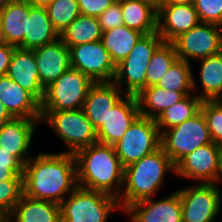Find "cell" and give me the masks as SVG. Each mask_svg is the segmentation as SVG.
Returning <instances> with one entry per match:
<instances>
[{"mask_svg":"<svg viewBox=\"0 0 222 222\" xmlns=\"http://www.w3.org/2000/svg\"><path fill=\"white\" fill-rule=\"evenodd\" d=\"M77 187L74 154L41 152L24 165L25 196L61 204Z\"/></svg>","mask_w":222,"mask_h":222,"instance_id":"obj_1","label":"cell"},{"mask_svg":"<svg viewBox=\"0 0 222 222\" xmlns=\"http://www.w3.org/2000/svg\"><path fill=\"white\" fill-rule=\"evenodd\" d=\"M74 158L79 187L120 197L125 167L114 146L96 142L75 152Z\"/></svg>","mask_w":222,"mask_h":222,"instance_id":"obj_2","label":"cell"},{"mask_svg":"<svg viewBox=\"0 0 222 222\" xmlns=\"http://www.w3.org/2000/svg\"><path fill=\"white\" fill-rule=\"evenodd\" d=\"M175 165L162 147L125 167L123 190L118 198L123 212L132 204L152 198Z\"/></svg>","mask_w":222,"mask_h":222,"instance_id":"obj_3","label":"cell"},{"mask_svg":"<svg viewBox=\"0 0 222 222\" xmlns=\"http://www.w3.org/2000/svg\"><path fill=\"white\" fill-rule=\"evenodd\" d=\"M60 207L61 222H107L112 211L121 209L118 198L79 186Z\"/></svg>","mask_w":222,"mask_h":222,"instance_id":"obj_4","label":"cell"},{"mask_svg":"<svg viewBox=\"0 0 222 222\" xmlns=\"http://www.w3.org/2000/svg\"><path fill=\"white\" fill-rule=\"evenodd\" d=\"M164 42L158 32L143 35L130 54L117 65L114 83L124 95L136 96L146 88V72L151 57ZM124 88L122 90V88Z\"/></svg>","mask_w":222,"mask_h":222,"instance_id":"obj_5","label":"cell"},{"mask_svg":"<svg viewBox=\"0 0 222 222\" xmlns=\"http://www.w3.org/2000/svg\"><path fill=\"white\" fill-rule=\"evenodd\" d=\"M41 123L57 134L67 146V153L74 154L78 150L97 142V132L83 109L69 111H41Z\"/></svg>","mask_w":222,"mask_h":222,"instance_id":"obj_6","label":"cell"},{"mask_svg":"<svg viewBox=\"0 0 222 222\" xmlns=\"http://www.w3.org/2000/svg\"><path fill=\"white\" fill-rule=\"evenodd\" d=\"M95 82L80 70L69 68L45 88L41 111H69L83 107L90 87Z\"/></svg>","mask_w":222,"mask_h":222,"instance_id":"obj_7","label":"cell"},{"mask_svg":"<svg viewBox=\"0 0 222 222\" xmlns=\"http://www.w3.org/2000/svg\"><path fill=\"white\" fill-rule=\"evenodd\" d=\"M209 143L213 141L201 110L192 118L161 134V147L174 165L187 154Z\"/></svg>","mask_w":222,"mask_h":222,"instance_id":"obj_8","label":"cell"},{"mask_svg":"<svg viewBox=\"0 0 222 222\" xmlns=\"http://www.w3.org/2000/svg\"><path fill=\"white\" fill-rule=\"evenodd\" d=\"M113 146L124 167L159 149L161 133L156 120L139 116Z\"/></svg>","mask_w":222,"mask_h":222,"instance_id":"obj_9","label":"cell"},{"mask_svg":"<svg viewBox=\"0 0 222 222\" xmlns=\"http://www.w3.org/2000/svg\"><path fill=\"white\" fill-rule=\"evenodd\" d=\"M178 59L191 63L200 61L222 51V26L213 23H199L172 41Z\"/></svg>","mask_w":222,"mask_h":222,"instance_id":"obj_10","label":"cell"},{"mask_svg":"<svg viewBox=\"0 0 222 222\" xmlns=\"http://www.w3.org/2000/svg\"><path fill=\"white\" fill-rule=\"evenodd\" d=\"M182 222H216L221 211L222 191L213 183H200L178 190Z\"/></svg>","mask_w":222,"mask_h":222,"instance_id":"obj_11","label":"cell"},{"mask_svg":"<svg viewBox=\"0 0 222 222\" xmlns=\"http://www.w3.org/2000/svg\"><path fill=\"white\" fill-rule=\"evenodd\" d=\"M71 68L80 70L94 82L114 81L117 66L101 40L70 47Z\"/></svg>","mask_w":222,"mask_h":222,"instance_id":"obj_12","label":"cell"},{"mask_svg":"<svg viewBox=\"0 0 222 222\" xmlns=\"http://www.w3.org/2000/svg\"><path fill=\"white\" fill-rule=\"evenodd\" d=\"M222 157V146L209 143L184 156L175 165V174L181 178L213 183Z\"/></svg>","mask_w":222,"mask_h":222,"instance_id":"obj_13","label":"cell"},{"mask_svg":"<svg viewBox=\"0 0 222 222\" xmlns=\"http://www.w3.org/2000/svg\"><path fill=\"white\" fill-rule=\"evenodd\" d=\"M124 213L132 222H182L181 198L178 191L158 199H145L130 205Z\"/></svg>","mask_w":222,"mask_h":222,"instance_id":"obj_14","label":"cell"},{"mask_svg":"<svg viewBox=\"0 0 222 222\" xmlns=\"http://www.w3.org/2000/svg\"><path fill=\"white\" fill-rule=\"evenodd\" d=\"M140 116L136 97L125 95L109 112L105 123L97 130V142L115 145Z\"/></svg>","mask_w":222,"mask_h":222,"instance_id":"obj_15","label":"cell"},{"mask_svg":"<svg viewBox=\"0 0 222 222\" xmlns=\"http://www.w3.org/2000/svg\"><path fill=\"white\" fill-rule=\"evenodd\" d=\"M41 119L13 118L0 125V147L14 155L23 165L32 157L31 139Z\"/></svg>","mask_w":222,"mask_h":222,"instance_id":"obj_16","label":"cell"},{"mask_svg":"<svg viewBox=\"0 0 222 222\" xmlns=\"http://www.w3.org/2000/svg\"><path fill=\"white\" fill-rule=\"evenodd\" d=\"M33 51L44 89L71 67L70 48L60 38Z\"/></svg>","mask_w":222,"mask_h":222,"instance_id":"obj_17","label":"cell"},{"mask_svg":"<svg viewBox=\"0 0 222 222\" xmlns=\"http://www.w3.org/2000/svg\"><path fill=\"white\" fill-rule=\"evenodd\" d=\"M199 23L194 4L161 5L157 9V32L164 42H172Z\"/></svg>","mask_w":222,"mask_h":222,"instance_id":"obj_18","label":"cell"},{"mask_svg":"<svg viewBox=\"0 0 222 222\" xmlns=\"http://www.w3.org/2000/svg\"><path fill=\"white\" fill-rule=\"evenodd\" d=\"M123 91L112 82H95L89 89L83 111L97 130L105 123L109 112L123 98Z\"/></svg>","mask_w":222,"mask_h":222,"instance_id":"obj_19","label":"cell"},{"mask_svg":"<svg viewBox=\"0 0 222 222\" xmlns=\"http://www.w3.org/2000/svg\"><path fill=\"white\" fill-rule=\"evenodd\" d=\"M0 102L13 118L41 119V103L9 76H0Z\"/></svg>","mask_w":222,"mask_h":222,"instance_id":"obj_20","label":"cell"},{"mask_svg":"<svg viewBox=\"0 0 222 222\" xmlns=\"http://www.w3.org/2000/svg\"><path fill=\"white\" fill-rule=\"evenodd\" d=\"M6 75L31 93L40 103L43 101L45 89L40 84L33 50L15 48Z\"/></svg>","mask_w":222,"mask_h":222,"instance_id":"obj_21","label":"cell"},{"mask_svg":"<svg viewBox=\"0 0 222 222\" xmlns=\"http://www.w3.org/2000/svg\"><path fill=\"white\" fill-rule=\"evenodd\" d=\"M9 222H61V207L23 194L9 214Z\"/></svg>","mask_w":222,"mask_h":222,"instance_id":"obj_22","label":"cell"},{"mask_svg":"<svg viewBox=\"0 0 222 222\" xmlns=\"http://www.w3.org/2000/svg\"><path fill=\"white\" fill-rule=\"evenodd\" d=\"M59 38L60 35L53 27L46 8L31 5L24 41L18 48L33 50L37 47L53 43Z\"/></svg>","mask_w":222,"mask_h":222,"instance_id":"obj_23","label":"cell"},{"mask_svg":"<svg viewBox=\"0 0 222 222\" xmlns=\"http://www.w3.org/2000/svg\"><path fill=\"white\" fill-rule=\"evenodd\" d=\"M135 97L140 116L156 119L166 109L181 101L185 95L154 85L144 88Z\"/></svg>","mask_w":222,"mask_h":222,"instance_id":"obj_24","label":"cell"},{"mask_svg":"<svg viewBox=\"0 0 222 222\" xmlns=\"http://www.w3.org/2000/svg\"><path fill=\"white\" fill-rule=\"evenodd\" d=\"M124 25L146 35L157 32V9L146 0H121Z\"/></svg>","mask_w":222,"mask_h":222,"instance_id":"obj_25","label":"cell"},{"mask_svg":"<svg viewBox=\"0 0 222 222\" xmlns=\"http://www.w3.org/2000/svg\"><path fill=\"white\" fill-rule=\"evenodd\" d=\"M31 4L27 0L0 9V21L8 45L18 48L24 41Z\"/></svg>","mask_w":222,"mask_h":222,"instance_id":"obj_26","label":"cell"},{"mask_svg":"<svg viewBox=\"0 0 222 222\" xmlns=\"http://www.w3.org/2000/svg\"><path fill=\"white\" fill-rule=\"evenodd\" d=\"M202 93H196L202 101L222 100V51L199 61Z\"/></svg>","mask_w":222,"mask_h":222,"instance_id":"obj_27","label":"cell"},{"mask_svg":"<svg viewBox=\"0 0 222 222\" xmlns=\"http://www.w3.org/2000/svg\"><path fill=\"white\" fill-rule=\"evenodd\" d=\"M143 35L137 30L122 25L102 32L101 42L117 66L130 54Z\"/></svg>","mask_w":222,"mask_h":222,"instance_id":"obj_28","label":"cell"},{"mask_svg":"<svg viewBox=\"0 0 222 222\" xmlns=\"http://www.w3.org/2000/svg\"><path fill=\"white\" fill-rule=\"evenodd\" d=\"M102 31L97 17L80 14L60 34V39L70 48L79 44L101 40Z\"/></svg>","mask_w":222,"mask_h":222,"instance_id":"obj_29","label":"cell"},{"mask_svg":"<svg viewBox=\"0 0 222 222\" xmlns=\"http://www.w3.org/2000/svg\"><path fill=\"white\" fill-rule=\"evenodd\" d=\"M195 79L191 64L187 61L177 59L156 86L166 90L182 92L187 96L196 93L197 88H199Z\"/></svg>","mask_w":222,"mask_h":222,"instance_id":"obj_30","label":"cell"},{"mask_svg":"<svg viewBox=\"0 0 222 222\" xmlns=\"http://www.w3.org/2000/svg\"><path fill=\"white\" fill-rule=\"evenodd\" d=\"M201 103L202 100L194 93V95L185 96L181 101L166 109L155 119L160 133L192 118L200 111Z\"/></svg>","mask_w":222,"mask_h":222,"instance_id":"obj_31","label":"cell"},{"mask_svg":"<svg viewBox=\"0 0 222 222\" xmlns=\"http://www.w3.org/2000/svg\"><path fill=\"white\" fill-rule=\"evenodd\" d=\"M178 59L172 42H163L155 51L146 72V88L157 85L162 76Z\"/></svg>","mask_w":222,"mask_h":222,"instance_id":"obj_32","label":"cell"},{"mask_svg":"<svg viewBox=\"0 0 222 222\" xmlns=\"http://www.w3.org/2000/svg\"><path fill=\"white\" fill-rule=\"evenodd\" d=\"M46 11L59 35L81 14L77 0H53Z\"/></svg>","mask_w":222,"mask_h":222,"instance_id":"obj_33","label":"cell"},{"mask_svg":"<svg viewBox=\"0 0 222 222\" xmlns=\"http://www.w3.org/2000/svg\"><path fill=\"white\" fill-rule=\"evenodd\" d=\"M213 143L222 146V100L202 101L201 108Z\"/></svg>","mask_w":222,"mask_h":222,"instance_id":"obj_34","label":"cell"},{"mask_svg":"<svg viewBox=\"0 0 222 222\" xmlns=\"http://www.w3.org/2000/svg\"><path fill=\"white\" fill-rule=\"evenodd\" d=\"M23 195V179L0 182V212L10 214Z\"/></svg>","mask_w":222,"mask_h":222,"instance_id":"obj_35","label":"cell"},{"mask_svg":"<svg viewBox=\"0 0 222 222\" xmlns=\"http://www.w3.org/2000/svg\"><path fill=\"white\" fill-rule=\"evenodd\" d=\"M200 23L222 26V0H194Z\"/></svg>","mask_w":222,"mask_h":222,"instance_id":"obj_36","label":"cell"},{"mask_svg":"<svg viewBox=\"0 0 222 222\" xmlns=\"http://www.w3.org/2000/svg\"><path fill=\"white\" fill-rule=\"evenodd\" d=\"M24 165L10 152L0 147V182L9 179H23Z\"/></svg>","mask_w":222,"mask_h":222,"instance_id":"obj_37","label":"cell"},{"mask_svg":"<svg viewBox=\"0 0 222 222\" xmlns=\"http://www.w3.org/2000/svg\"><path fill=\"white\" fill-rule=\"evenodd\" d=\"M102 32L124 25L121 0L115 1L97 17Z\"/></svg>","mask_w":222,"mask_h":222,"instance_id":"obj_38","label":"cell"},{"mask_svg":"<svg viewBox=\"0 0 222 222\" xmlns=\"http://www.w3.org/2000/svg\"><path fill=\"white\" fill-rule=\"evenodd\" d=\"M117 0H77L82 15L98 17Z\"/></svg>","mask_w":222,"mask_h":222,"instance_id":"obj_39","label":"cell"},{"mask_svg":"<svg viewBox=\"0 0 222 222\" xmlns=\"http://www.w3.org/2000/svg\"><path fill=\"white\" fill-rule=\"evenodd\" d=\"M15 48L11 45L0 46V76L6 75Z\"/></svg>","mask_w":222,"mask_h":222,"instance_id":"obj_40","label":"cell"},{"mask_svg":"<svg viewBox=\"0 0 222 222\" xmlns=\"http://www.w3.org/2000/svg\"><path fill=\"white\" fill-rule=\"evenodd\" d=\"M13 117L10 115L6 107L0 102V125L11 121Z\"/></svg>","mask_w":222,"mask_h":222,"instance_id":"obj_41","label":"cell"},{"mask_svg":"<svg viewBox=\"0 0 222 222\" xmlns=\"http://www.w3.org/2000/svg\"><path fill=\"white\" fill-rule=\"evenodd\" d=\"M32 6L46 8L53 0H27Z\"/></svg>","mask_w":222,"mask_h":222,"instance_id":"obj_42","label":"cell"},{"mask_svg":"<svg viewBox=\"0 0 222 222\" xmlns=\"http://www.w3.org/2000/svg\"><path fill=\"white\" fill-rule=\"evenodd\" d=\"M194 0H165L162 5L193 4Z\"/></svg>","mask_w":222,"mask_h":222,"instance_id":"obj_43","label":"cell"},{"mask_svg":"<svg viewBox=\"0 0 222 222\" xmlns=\"http://www.w3.org/2000/svg\"><path fill=\"white\" fill-rule=\"evenodd\" d=\"M221 181H222V157H221V161H220V166L218 168V173H217L216 179L213 182V184L216 186V185H218L216 183L221 182Z\"/></svg>","mask_w":222,"mask_h":222,"instance_id":"obj_44","label":"cell"},{"mask_svg":"<svg viewBox=\"0 0 222 222\" xmlns=\"http://www.w3.org/2000/svg\"><path fill=\"white\" fill-rule=\"evenodd\" d=\"M21 0H0V9L7 7L8 5L12 4V3H16L19 2Z\"/></svg>","mask_w":222,"mask_h":222,"instance_id":"obj_45","label":"cell"},{"mask_svg":"<svg viewBox=\"0 0 222 222\" xmlns=\"http://www.w3.org/2000/svg\"><path fill=\"white\" fill-rule=\"evenodd\" d=\"M2 45H8V43L6 42L4 31H3L2 24L0 21V46Z\"/></svg>","mask_w":222,"mask_h":222,"instance_id":"obj_46","label":"cell"},{"mask_svg":"<svg viewBox=\"0 0 222 222\" xmlns=\"http://www.w3.org/2000/svg\"><path fill=\"white\" fill-rule=\"evenodd\" d=\"M148 1L149 3H151L156 9H158L163 3L165 0H146Z\"/></svg>","mask_w":222,"mask_h":222,"instance_id":"obj_47","label":"cell"},{"mask_svg":"<svg viewBox=\"0 0 222 222\" xmlns=\"http://www.w3.org/2000/svg\"><path fill=\"white\" fill-rule=\"evenodd\" d=\"M0 222H9V215L3 212H0Z\"/></svg>","mask_w":222,"mask_h":222,"instance_id":"obj_48","label":"cell"}]
</instances>
